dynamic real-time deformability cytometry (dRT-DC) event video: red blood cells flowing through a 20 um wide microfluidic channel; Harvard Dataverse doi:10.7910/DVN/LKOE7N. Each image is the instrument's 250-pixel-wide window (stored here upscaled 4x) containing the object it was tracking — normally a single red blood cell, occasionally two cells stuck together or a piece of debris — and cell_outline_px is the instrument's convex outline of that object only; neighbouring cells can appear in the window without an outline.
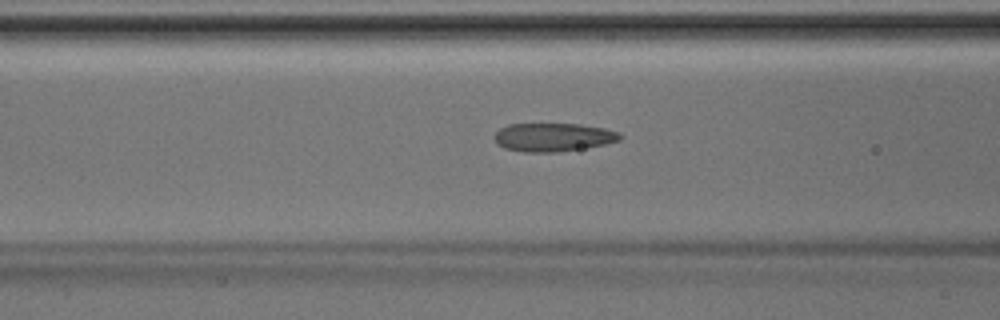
{"species": "Egyptian fruit bat (a non-hibernating species)", "species_latin": "Rousettus aegyptiacus", "temperature_condition": "room temperature", "stored_images_in_passage": 33, "camera_frame_rate_fps": 3000, "um_per_image_px": 0.085, "animal": {"sex": "male"}, "frame": {"image": 1, "passage_image": 15, "time_ms": 4.667, "image_size_px": [1000, 320], "cell_outline_px": [[624, 136], [620, 140], [604, 144], [560, 152], [524, 152], [504, 148], [496, 144], [492, 136], [500, 128], [508, 124], [580, 124], [604, 128], [620, 132]], "centroid_in_image_um": [47.0, 11.66], "position_along_channel_um": 119.6, "area_um2": 20.98}}